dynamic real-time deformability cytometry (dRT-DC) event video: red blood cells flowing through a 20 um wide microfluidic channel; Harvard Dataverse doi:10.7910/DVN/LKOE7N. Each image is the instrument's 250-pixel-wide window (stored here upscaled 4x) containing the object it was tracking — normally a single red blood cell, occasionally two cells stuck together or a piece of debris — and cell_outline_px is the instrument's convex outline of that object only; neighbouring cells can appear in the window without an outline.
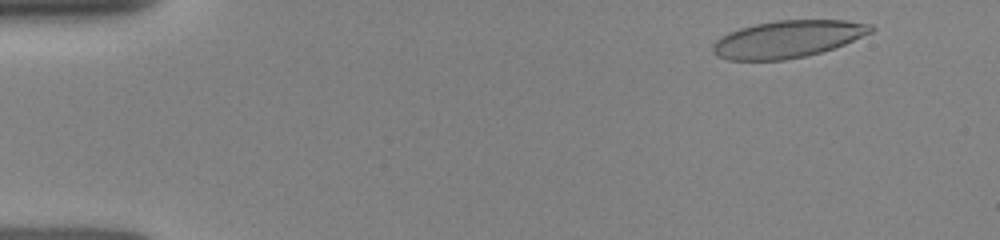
{"species": "human", "species_latin": "Homo sapiens", "temperature_condition": "room temperature", "stored_images_in_passage": 79, "camera_frame_rate_fps": 3000, "um_per_image_px": 0.085, "donor": {"sex": "female"}, "frame": {"image": 1, "passage_image": 6, "time_ms": 0.667, "image_size_px": [1000, 240], "cell_outline_px": [[876, 28], [872, 32], [844, 44], [820, 52], [804, 56], [784, 60], [728, 60], [716, 56], [712, 52], [712, 44], [720, 36], [728, 32], [740, 28], [756, 24], [776, 20], [844, 20], [872, 24]], "centroid_in_image_um": [66.92, 3.32], "position_along_channel_um": 18.1, "area_um2": 34.28}}
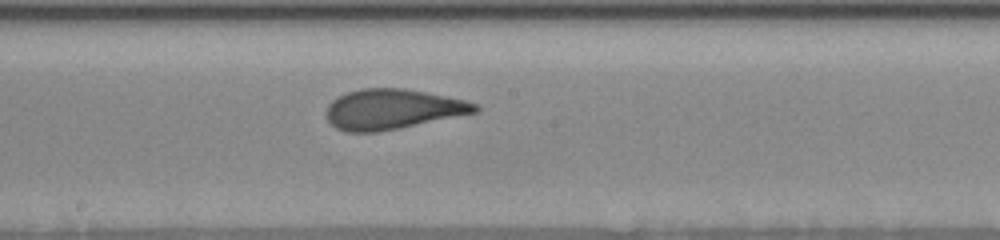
{"frame": {"image": 2, "passage_image": 57, "time_ms": 8.0, "image_size_px": [1000, 240], "cell_outline_px": [[480, 108], [476, 112], [376, 132], [348, 132], [336, 128], [328, 120], [324, 112], [328, 104], [332, 100], [348, 92], [360, 88], [404, 88], [464, 100], [476, 104]], "centroid_in_image_um": [33.29, 9.27], "position_along_channel_um": 214.9, "area_um2": 34.22}}
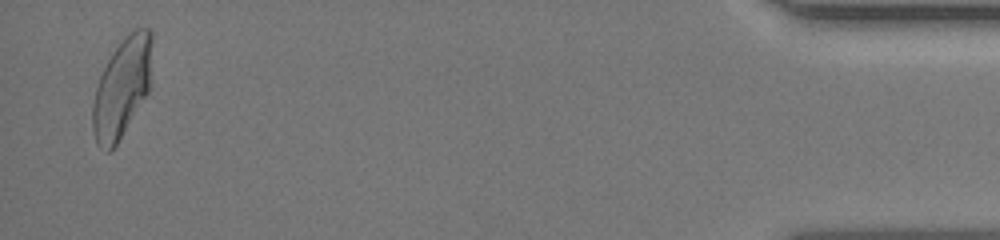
{"frame": {"image": 3, "passage_image": 78, "time_ms": 15.0, "image_size_px": [1000, 240], "cell_outline_px": [[152, 84], [148, 92], [116, 144], [108, 152], [104, 152], [96, 144], [92, 128], [92, 104], [96, 88], [100, 76], [108, 60], [116, 48], [136, 28], [148, 28], [152, 32]], "centroid_in_image_um": [10.38, 7.47], "position_along_channel_um": 424.8, "area_um2": 34.28}}